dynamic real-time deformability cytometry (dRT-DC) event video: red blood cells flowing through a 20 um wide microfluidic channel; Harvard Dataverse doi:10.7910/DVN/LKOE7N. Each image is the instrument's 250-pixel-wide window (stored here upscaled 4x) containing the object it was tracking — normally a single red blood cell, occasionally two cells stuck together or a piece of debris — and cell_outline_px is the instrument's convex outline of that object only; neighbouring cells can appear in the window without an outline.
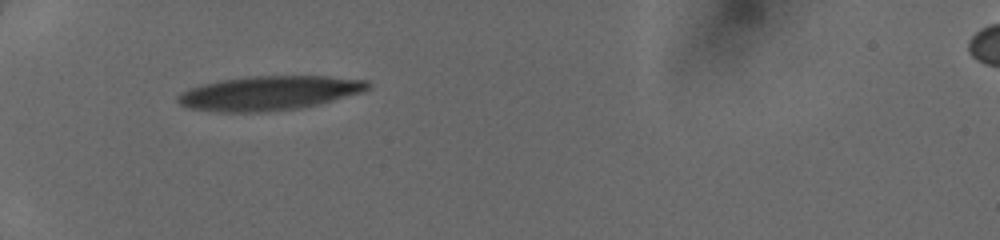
{"species": "human", "species_latin": "Homo sapiens", "temperature_condition": "cold", "stored_images_in_passage": 32, "camera_frame_rate_fps": 3000, "um_per_image_px": 0.085, "donor": {"sex": "female"}, "frame": {"image": 1, "passage_image": 1, "time_ms": 0.0, "image_size_px": [1000, 240], "cell_outline_px": [[368, 88], [364, 92], [320, 104], [300, 108], [260, 112], [220, 112], [188, 108], [180, 104], [176, 100], [176, 96], [180, 92], [188, 88], [220, 80], [248, 76], [328, 76], [368, 80]], "centroid_in_image_um": [22.86, 7.91], "position_along_channel_um": 62.1, "area_um2": 38.15}}
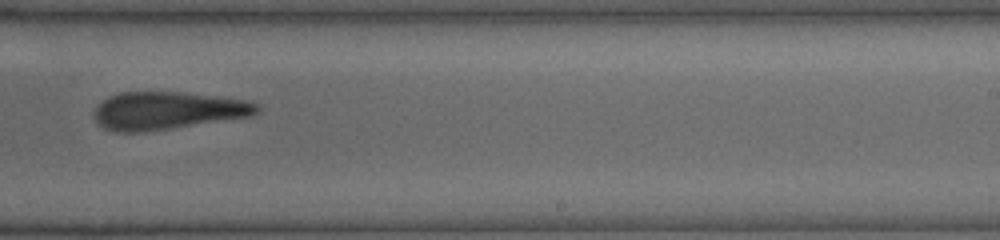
{"frame": {"image": 2, "passage_image": 17, "time_ms": 5.333, "image_size_px": [1000, 240], "cell_outline_px": [[260, 112], [252, 116], [168, 128], [136, 132], [116, 132], [104, 128], [96, 120], [96, 108], [108, 96], [120, 92], [184, 92], [248, 100], [260, 104]], "centroid_in_image_um": [14.3, 9.38], "position_along_channel_um": 274.7, "area_um2": 35.43}}
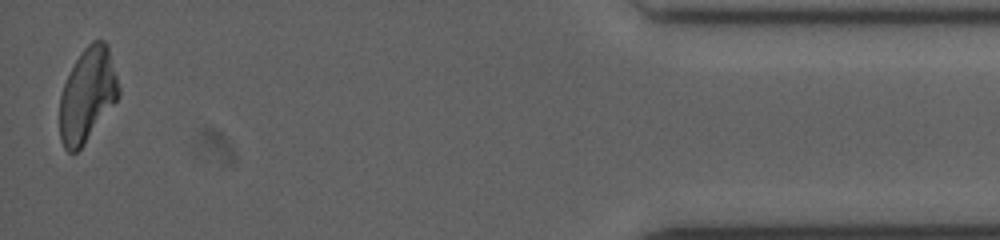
{"frame": {"image": 3, "passage_image": 32, "time_ms": 10.333, "image_size_px": [1000, 240], "cell_outline_px": [[120, 96], [84, 144], [76, 152], [68, 152], [64, 148], [60, 140], [60, 96], [64, 84], [80, 52], [92, 40], [104, 40], [108, 44], [120, 88]], "centroid_in_image_um": [7.44, 8.06], "position_along_channel_um": 427.8, "area_um2": 32.19}}